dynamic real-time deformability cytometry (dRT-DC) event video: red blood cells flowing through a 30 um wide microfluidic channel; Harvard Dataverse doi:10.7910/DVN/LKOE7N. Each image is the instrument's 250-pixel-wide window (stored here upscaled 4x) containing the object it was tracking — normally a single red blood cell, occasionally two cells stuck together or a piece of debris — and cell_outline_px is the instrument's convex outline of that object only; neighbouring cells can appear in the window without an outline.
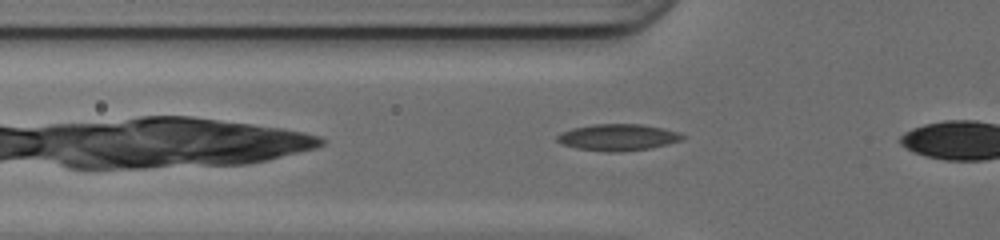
{"species": "common noctule bat (a hibernating species)", "species_latin": "Nyctalus noctula", "temperature_condition": "cold", "stored_images_in_passage": 8, "camera_frame_rate_fps": 3000, "um_per_image_px": 0.085, "animal": {"sex": "female", "body_mass_g": 17.0, "forearm_length_mm": 48.0}, "frame": {"image": 1, "passage_image": 3, "time_ms": 0.667, "image_size_px": [1000, 240], "cell_outline_px": [[684, 136], [680, 140], [648, 148], [616, 152], [608, 152], [576, 148], [564, 144], [556, 140], [556, 136], [572, 128], [592, 124], [640, 124], [664, 128], [680, 132]], "centroid_in_image_um": [52.5, 11.66], "position_along_channel_um": 73.3, "area_um2": 19.07}}
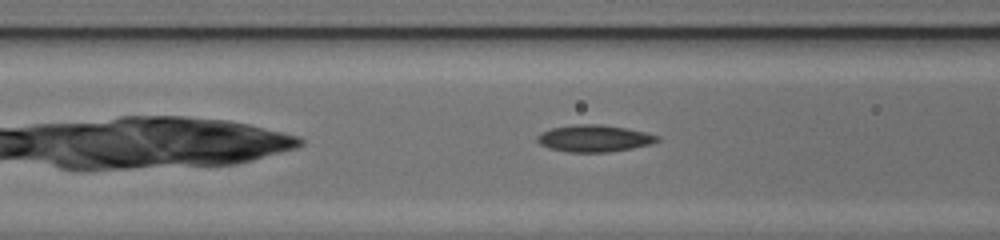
{"frame": {"image": 2, "passage_image": 6, "time_ms": 1.667, "image_size_px": [1000, 240], "cell_outline_px": [[660, 140], [648, 144], [632, 148], [608, 152], [568, 152], [552, 148], [540, 144], [536, 140], [536, 136], [552, 128], [576, 124], [600, 124], [628, 128], [660, 136]], "centroid_in_image_um": [50.52, 11.75], "position_along_channel_um": 116.1, "area_um2": 18.61}}